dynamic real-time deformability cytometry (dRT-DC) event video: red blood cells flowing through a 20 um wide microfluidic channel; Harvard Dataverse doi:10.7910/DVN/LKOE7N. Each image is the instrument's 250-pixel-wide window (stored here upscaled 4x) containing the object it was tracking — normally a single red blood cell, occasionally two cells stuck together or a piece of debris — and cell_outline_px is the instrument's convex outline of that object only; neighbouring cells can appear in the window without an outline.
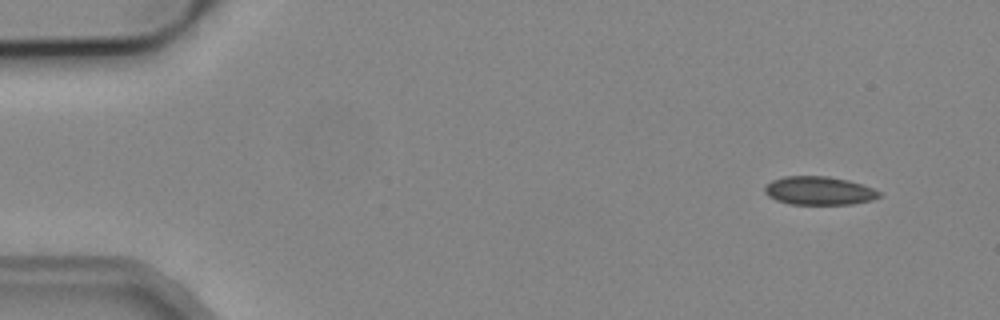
{"species": "common noctule bat (a hibernating species)", "species_latin": "Nyctalus noctula", "temperature_condition": "cold", "stored_images_in_passage": 3, "camera_frame_rate_fps": 3000, "um_per_image_px": 0.085, "animal": {"sex": "male", "body_mass_g": 19.2, "forearm_length_mm": 51.8}, "frame": {"image": 1, "passage_image": 1, "time_ms": 0.0, "image_size_px": [1000, 320], "cell_outline_px": [[880, 196], [872, 200], [852, 204], [788, 204], [776, 200], [768, 196], [764, 192], [764, 184], [772, 180], [784, 176], [828, 176], [848, 180], [872, 188], [880, 192]], "centroid_in_image_um": [69.56, 16.21], "position_along_channel_um": 15.4, "area_um2": 19.02}}